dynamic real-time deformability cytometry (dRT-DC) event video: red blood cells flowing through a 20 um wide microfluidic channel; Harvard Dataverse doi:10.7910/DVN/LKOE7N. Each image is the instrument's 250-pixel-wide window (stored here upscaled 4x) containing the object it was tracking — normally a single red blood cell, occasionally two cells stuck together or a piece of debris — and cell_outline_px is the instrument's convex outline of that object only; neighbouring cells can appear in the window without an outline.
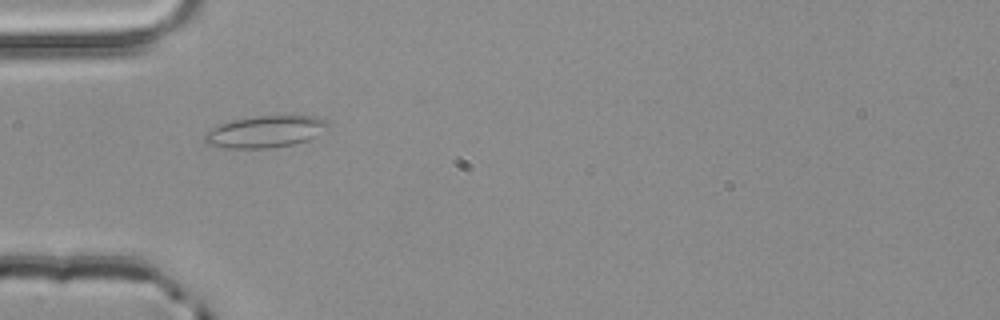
{"species": "common noctule bat (a hibernating species)", "species_latin": "Nyctalus noctula", "temperature_condition": "room temperature", "stored_images_in_passage": 2, "camera_frame_rate_fps": 3000, "um_per_image_px": 0.085, "animal": {"sex": "male", "body_mass_g": 20.4}, "frame": {"image": 1, "passage_image": 1, "time_ms": 0.0, "image_size_px": [1000, 320], "cell_outline_px": [[328, 128], [316, 136], [308, 140], [292, 144], [268, 148], [224, 148], [204, 144], [204, 136], [216, 124], [232, 120], [256, 116], [316, 116], [328, 120]], "centroid_in_image_um": [22.53, 11.19], "position_along_channel_um": 62.5, "area_um2": 22.95}}
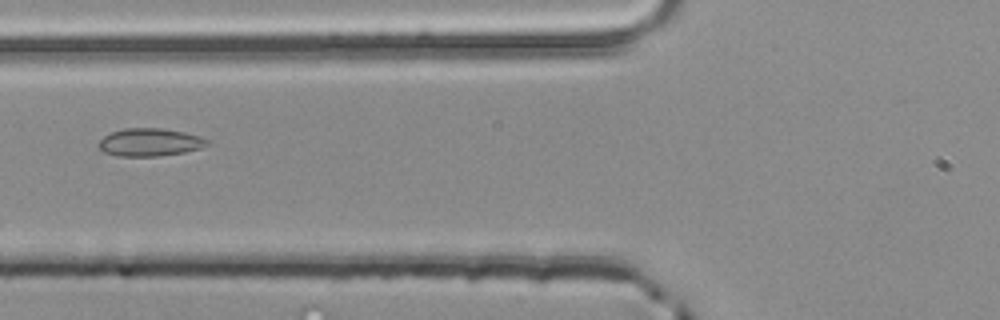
{"frame": {"image": 2, "passage_image": 2, "time_ms": 0.333, "image_size_px": [1000, 320], "cell_outline_px": [[212, 144], [200, 148], [184, 152], [160, 156], [116, 156], [104, 152], [100, 148], [100, 140], [104, 136], [112, 132], [124, 128], [160, 128], [184, 132], [200, 136], [212, 140]], "centroid_in_image_um": [12.8, 12.09], "position_along_channel_um": 113.0, "area_um2": 17.69}}